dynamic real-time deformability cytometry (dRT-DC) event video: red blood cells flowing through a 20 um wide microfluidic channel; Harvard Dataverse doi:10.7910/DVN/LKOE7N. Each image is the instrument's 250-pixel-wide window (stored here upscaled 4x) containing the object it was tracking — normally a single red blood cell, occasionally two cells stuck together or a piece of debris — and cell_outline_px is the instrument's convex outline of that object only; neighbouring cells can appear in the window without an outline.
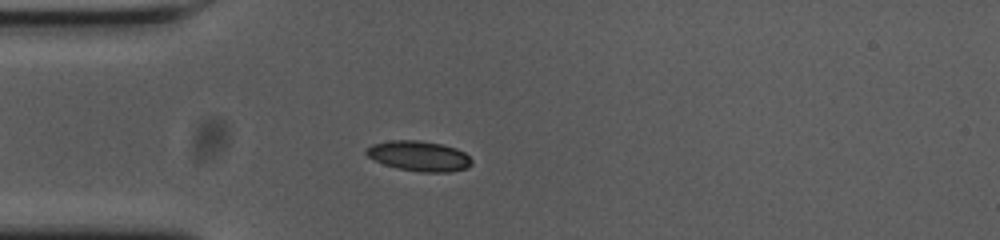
{"species": "common noctule bat (a hibernating species)", "species_latin": "Nyctalus noctula", "temperature_condition": "cold", "stored_images_in_passage": 41, "camera_frame_rate_fps": 3000, "um_per_image_px": 0.085, "animal": {"sex": "female", "body_mass_g": 23.0, "forearm_length_mm": 53.4}, "frame": {"image": 1, "passage_image": 1, "time_ms": 0.0, "image_size_px": [1000, 240], "cell_outline_px": [[472, 164], [468, 168], [448, 172], [420, 172], [396, 168], [384, 164], [368, 156], [364, 152], [372, 144], [392, 140], [416, 140], [440, 144], [456, 148], [464, 152], [472, 160]], "centroid_in_image_um": [35.63, 13.27], "position_along_channel_um": 49.4, "area_um2": 18.44}}
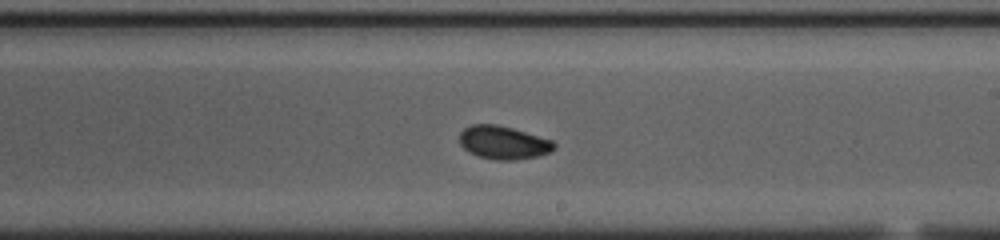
{"frame": {"image": 2, "passage_image": 18, "time_ms": 5.667, "image_size_px": [1000, 240], "cell_outline_px": [[556, 148], [540, 156], [516, 160], [496, 160], [476, 156], [468, 152], [460, 144], [460, 132], [464, 128], [472, 124], [496, 124], [512, 128], [552, 140], [556, 144]], "centroid_in_image_um": [42.78, 12.13], "position_along_channel_um": 246.2, "area_um2": 18.44}}
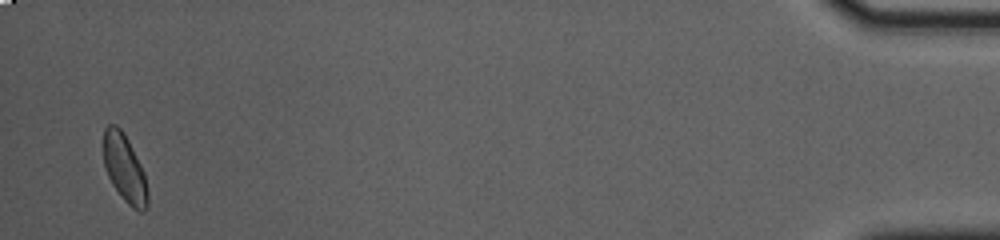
{"frame": {"image": 3, "passage_image": 40, "time_ms": 13.0, "image_size_px": [1000, 240], "cell_outline_px": [[148, 208], [144, 212], [140, 212], [132, 208], [124, 200], [112, 184], [108, 176], [104, 164], [104, 128], [108, 124], [116, 124], [120, 128], [128, 140], [144, 172], [148, 192]], "centroid_in_image_um": [10.6, 14.34], "position_along_channel_um": 424.6, "area_um2": 17.4}, "authors_computed_cell_mechanics": {"area_um2": 17.8602, "velocity_mm_per_s": 3.6637, "shape_relaxation_time_tau1_ms": 3.8323, "shape_relaxation_time_tau2_ms": 2.282, "deformation_change_tau1": 0.1165, "deformation_change_tau2": 0.0531}}